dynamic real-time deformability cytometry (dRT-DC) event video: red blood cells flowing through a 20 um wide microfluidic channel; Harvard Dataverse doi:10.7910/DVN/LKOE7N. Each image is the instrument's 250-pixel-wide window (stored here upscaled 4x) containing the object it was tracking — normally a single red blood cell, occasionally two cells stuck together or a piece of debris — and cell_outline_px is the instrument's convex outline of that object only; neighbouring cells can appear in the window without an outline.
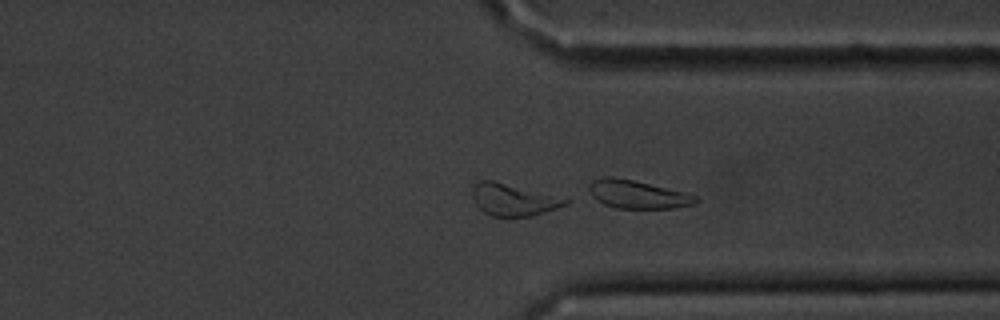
{"species": "common noctule bat (a hibernating species)", "species_latin": "Nyctalus noctula", "temperature_condition": "cold", "stored_images_in_passage": 54, "segment_of_instrument_passage": [2, 2], "camera_frame_rate_fps": 3000, "um_per_image_px": 0.085, "animal": {"sex": "male", "body_mass_g": 20.1, "forearm_length_mm": 53.5}, "frame": {"image": 1, "passage_image": 40, "time_ms": 13.0, "image_size_px": [1000, 320], "cell_outline_px": [[572, 200], [568, 204], [532, 216], [492, 216], [476, 208], [472, 200], [472, 188], [480, 180], [492, 180], [568, 196]], "centroid_in_image_um": [43.7, 16.95], "position_along_channel_um": 367.7, "area_um2": 18.09}}